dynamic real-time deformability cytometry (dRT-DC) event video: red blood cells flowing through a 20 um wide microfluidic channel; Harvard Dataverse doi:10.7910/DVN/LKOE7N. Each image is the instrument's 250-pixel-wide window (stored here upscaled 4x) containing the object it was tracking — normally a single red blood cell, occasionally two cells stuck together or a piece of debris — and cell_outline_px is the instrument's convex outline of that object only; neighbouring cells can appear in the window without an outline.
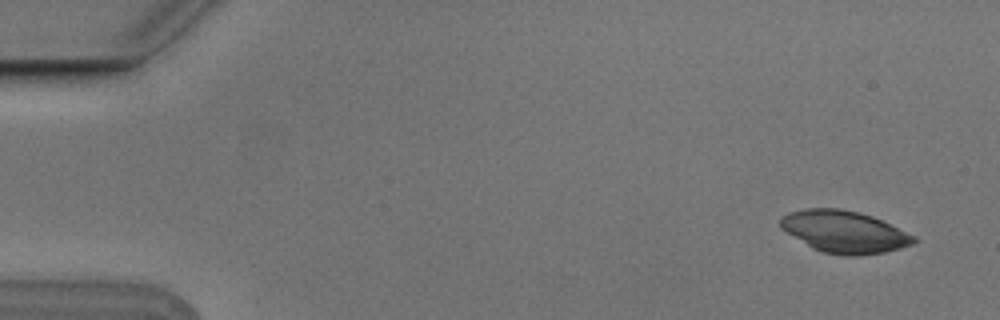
{"species": "Egyptian fruit bat (a non-hibernating species)", "species_latin": "Rousettus aegyptiacus", "temperature_condition": "cold", "stored_images_in_passage": 4, "camera_frame_rate_fps": 3000, "um_per_image_px": 0.085, "animal": {"sex": "male"}, "frame": {"image": 1, "passage_image": 1, "time_ms": 0.0, "image_size_px": [1000, 320], "cell_outline_px": [[920, 240], [912, 244], [900, 248], [884, 252], [860, 256], [844, 256], [820, 252], [812, 248], [780, 228], [780, 216], [788, 212], [804, 208], [840, 208], [860, 212], [872, 216], [916, 236]], "centroid_in_image_um": [71.76, 19.7], "position_along_channel_um": 13.2, "area_um2": 33.0}}